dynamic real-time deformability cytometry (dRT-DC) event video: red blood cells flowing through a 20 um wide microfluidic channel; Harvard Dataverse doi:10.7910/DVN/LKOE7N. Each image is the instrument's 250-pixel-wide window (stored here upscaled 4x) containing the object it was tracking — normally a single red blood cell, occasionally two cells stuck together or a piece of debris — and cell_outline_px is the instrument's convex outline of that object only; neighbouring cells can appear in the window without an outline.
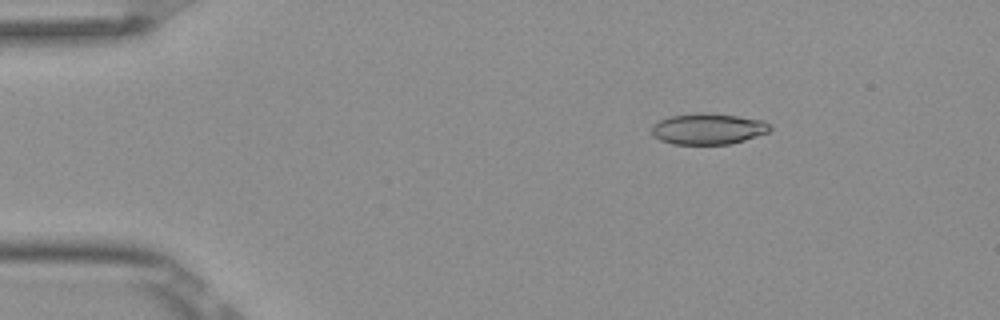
{"species": "Egyptian fruit bat (a non-hibernating species)", "species_latin": "Rousettus aegyptiacus", "temperature_condition": "room temperature", "stored_images_in_passage": 5, "camera_frame_rate_fps": 3000, "um_per_image_px": 0.085, "frame": {"image": 1, "passage_image": 3, "time_ms": 0.667, "image_size_px": [1000, 320], "cell_outline_px": [[772, 128], [768, 132], [744, 140], [728, 144], [672, 144], [660, 140], [652, 136], [652, 128], [660, 120], [672, 116], [700, 112], [704, 112], [736, 116], [764, 120]], "centroid_in_image_um": [60.19, 10.95], "position_along_channel_um": 24.8, "area_um2": 21.21}}